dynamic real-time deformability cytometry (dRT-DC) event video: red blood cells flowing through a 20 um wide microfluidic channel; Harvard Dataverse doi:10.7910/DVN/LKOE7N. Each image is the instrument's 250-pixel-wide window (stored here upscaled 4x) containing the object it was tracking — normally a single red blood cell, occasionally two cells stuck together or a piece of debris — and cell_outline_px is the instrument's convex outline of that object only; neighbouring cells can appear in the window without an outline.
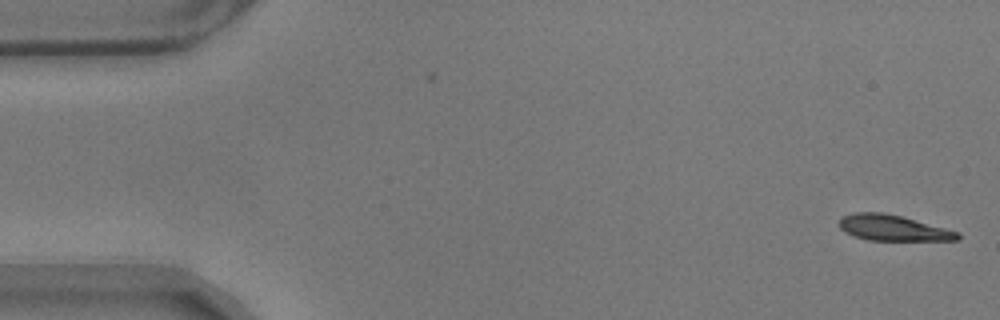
{"species": "common noctule bat (a hibernating species)", "species_latin": "Nyctalus noctula", "temperature_condition": "warm", "stored_images_in_passage": 56, "camera_frame_rate_fps": 3000, "um_per_image_px": 0.085, "animal": {"sex": "male", "body_mass_g": 17.9}, "frame": {"image": 1, "passage_image": 1, "time_ms": 0.0, "image_size_px": [1000, 320], "cell_outline_px": [[960, 240], [868, 240], [844, 232], [840, 228], [840, 216], [852, 212], [884, 212], [900, 216], [960, 232]], "centroid_in_image_um": [75.88, 19.36], "position_along_channel_um": 9.1, "area_um2": 17.69}}
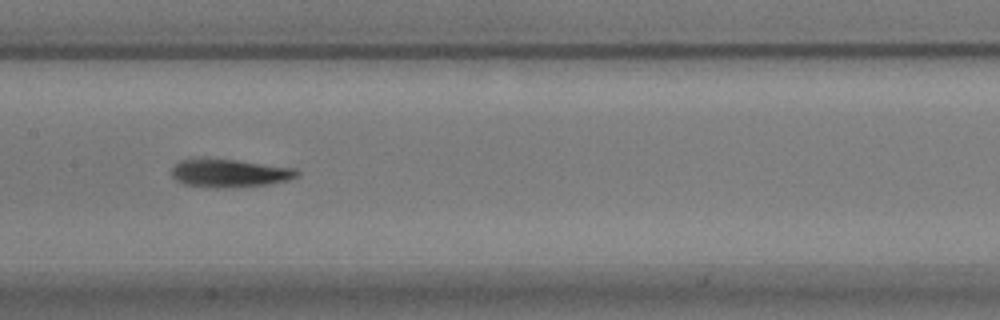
{"frame": {"image": 2, "passage_image": 27, "time_ms": 8.667, "image_size_px": [1000, 320], "cell_outline_px": [[300, 172], [296, 176], [288, 180], [268, 184], [184, 184], [176, 180], [172, 176], [172, 168], [180, 160], [200, 156], [204, 156], [236, 160], [296, 168]], "centroid_in_image_um": [19.49, 14.61], "position_along_channel_um": 187.9, "area_um2": 19.59}}
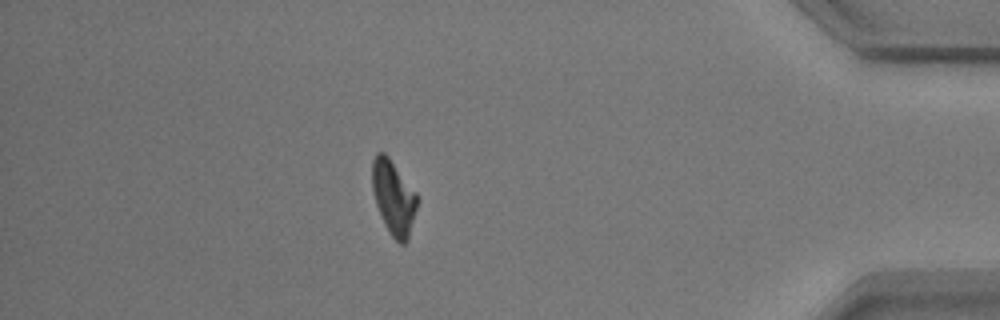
{"frame": {"image": 3, "passage_image": 49, "time_ms": 16.0, "image_size_px": [1000, 320], "cell_outline_px": [[416, 208], [408, 240], [404, 244], [400, 244], [388, 232], [384, 224], [376, 204], [372, 192], [372, 160], [376, 152], [384, 152], [388, 156], [416, 192]], "centroid_in_image_um": [33.42, 16.78], "position_along_channel_um": 401.8, "area_um2": 19.36}, "authors_computed_cell_mechanics": {"area_um2": 19.5364, "velocity_mm_per_s": 3.5248, "shape_relaxation_time_tau1_ms": 5.1548, "shape_relaxation_time_tau2_ms": 4.1218, "deformation_change_tau1": 0.1674, "deformation_change_tau2": 0.1179}}